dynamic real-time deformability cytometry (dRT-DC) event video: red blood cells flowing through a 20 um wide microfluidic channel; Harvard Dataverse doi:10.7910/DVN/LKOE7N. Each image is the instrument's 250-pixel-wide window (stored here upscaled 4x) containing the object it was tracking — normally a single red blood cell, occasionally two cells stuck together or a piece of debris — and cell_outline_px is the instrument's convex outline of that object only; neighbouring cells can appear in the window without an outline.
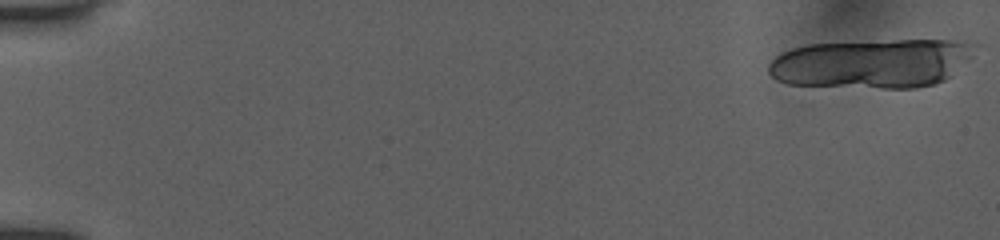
{"species": "human", "species_latin": "Homo sapiens", "temperature_condition": "room temperature", "stored_images_in_passage": 4, "camera_frame_rate_fps": 3000, "um_per_image_px": 0.085, "donor": {"sex": "female"}, "frame": {"image": 1, "passage_image": 1, "time_ms": 0.0, "image_size_px": [1000, 240], "cell_outline_px": [[980, 44], [972, 56], [952, 76], [936, 84], [916, 88], [880, 88], [788, 84], [776, 80], [768, 72], [768, 64], [776, 56], [792, 48], [808, 44], [896, 40], [948, 40]], "centroid_in_image_um": [74.15, 5.39], "position_along_channel_um": 10.9, "area_um2": 59.42}}